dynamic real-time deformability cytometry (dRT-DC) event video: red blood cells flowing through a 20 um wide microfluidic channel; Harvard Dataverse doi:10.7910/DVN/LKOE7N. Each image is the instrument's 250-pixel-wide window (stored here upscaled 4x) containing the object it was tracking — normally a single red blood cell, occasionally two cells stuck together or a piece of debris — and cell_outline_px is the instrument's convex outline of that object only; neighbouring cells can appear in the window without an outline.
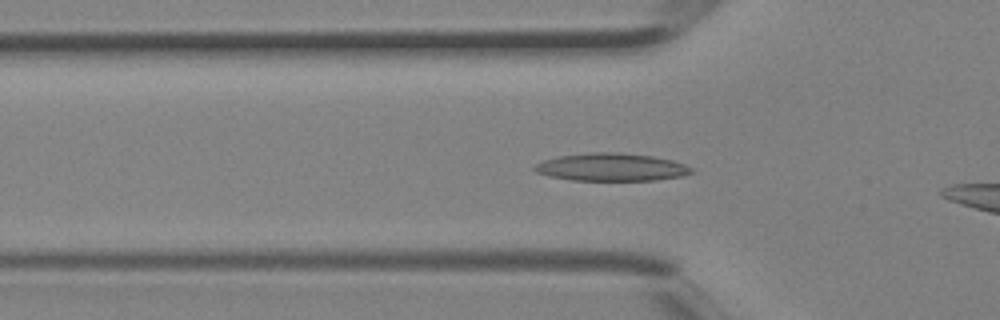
{"species": "Egyptian fruit bat (a non-hibernating species)", "species_latin": "Rousettus aegyptiacus", "temperature_condition": "room temperature", "stored_images_in_passage": 3, "camera_frame_rate_fps": 3000, "um_per_image_px": 0.085, "animal": {"sex": "female"}, "frame": {"image": 1, "passage_image": 2, "time_ms": 0.333, "image_size_px": [1000, 320], "cell_outline_px": [[692, 172], [680, 176], [656, 180], [572, 180], [548, 176], [536, 172], [532, 168], [536, 164], [544, 160], [556, 156], [592, 152], [620, 152], [652, 156], [672, 160], [684, 164], [692, 168]], "centroid_in_image_um": [51.92, 14.2], "position_along_channel_um": 73.9, "area_um2": 25.32}}